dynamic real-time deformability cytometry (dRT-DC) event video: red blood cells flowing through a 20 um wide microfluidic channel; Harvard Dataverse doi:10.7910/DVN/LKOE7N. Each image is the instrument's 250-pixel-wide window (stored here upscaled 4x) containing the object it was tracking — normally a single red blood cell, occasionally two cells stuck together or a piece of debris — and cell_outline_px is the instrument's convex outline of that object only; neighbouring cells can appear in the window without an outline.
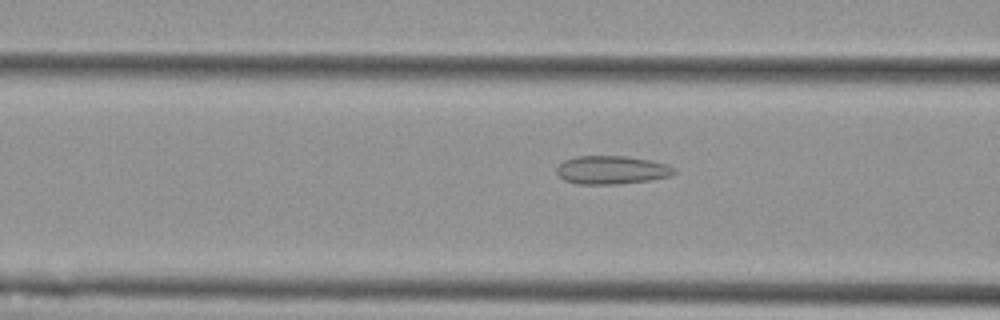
{"species": "Egyptian fruit bat (a non-hibernating species)", "species_latin": "Rousettus aegyptiacus", "temperature_condition": "cold", "stored_images_in_passage": 40, "camera_frame_rate_fps": 3000, "um_per_image_px": 0.085, "animal": {"sex": "female"}, "frame": {"image": 1, "passage_image": 13, "time_ms": 4.0, "image_size_px": [1000, 320], "cell_outline_px": [[676, 172], [672, 176], [652, 180], [616, 184], [576, 184], [564, 180], [556, 172], [556, 168], [564, 160], [576, 156], [628, 156], [668, 164], [676, 168]], "centroid_in_image_um": [52.02, 14.45], "position_along_channel_um": 114.6, "area_um2": 19.59}}
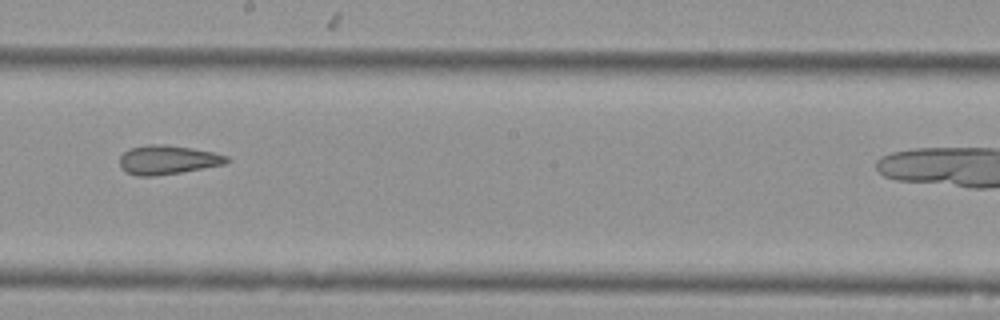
{"frame": {"image": 2, "passage_image": 23, "time_ms": 7.333, "image_size_px": [1000, 320], "cell_outline_px": [[232, 160], [224, 164], [180, 172], [156, 176], [136, 176], [120, 168], [120, 156], [124, 152], [132, 148], [148, 144], [164, 144], [192, 148], [216, 152], [228, 156]], "centroid_in_image_um": [14.27, 13.58], "position_along_channel_um": 233.9, "area_um2": 18.15}}
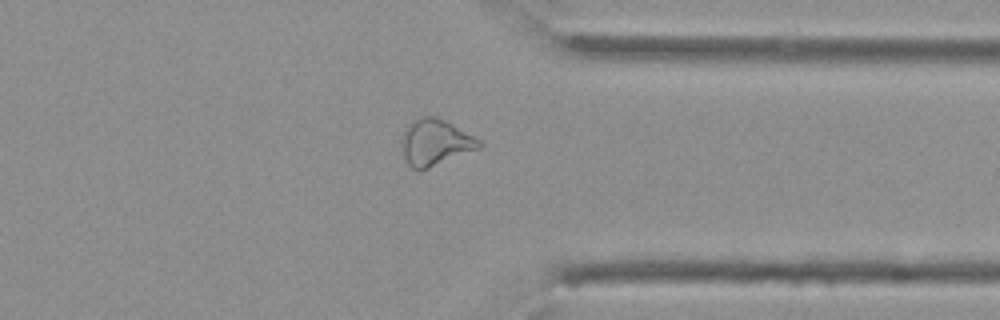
{"frame": {"image": 3, "passage_image": 35, "time_ms": 11.333, "image_size_px": [1000, 320], "cell_outline_px": [[484, 144], [480, 148], [428, 168], [412, 168], [408, 164], [400, 148], [400, 136], [408, 124], [412, 120], [424, 116], [436, 116], [452, 124], [480, 140]], "centroid_in_image_um": [36.96, 12.08], "position_along_channel_um": 374.4, "area_um2": 20.81}, "authors_computed_cell_mechanics": {"area_um2": 18.6405, "velocity_mm_per_s": 3.5898, "shape_relaxation_time_tau1_ms": null, "shape_relaxation_time_tau2_ms": 4.0963, "deformation_change_tau1": null, "deformation_change_tau2": 0.1224}}